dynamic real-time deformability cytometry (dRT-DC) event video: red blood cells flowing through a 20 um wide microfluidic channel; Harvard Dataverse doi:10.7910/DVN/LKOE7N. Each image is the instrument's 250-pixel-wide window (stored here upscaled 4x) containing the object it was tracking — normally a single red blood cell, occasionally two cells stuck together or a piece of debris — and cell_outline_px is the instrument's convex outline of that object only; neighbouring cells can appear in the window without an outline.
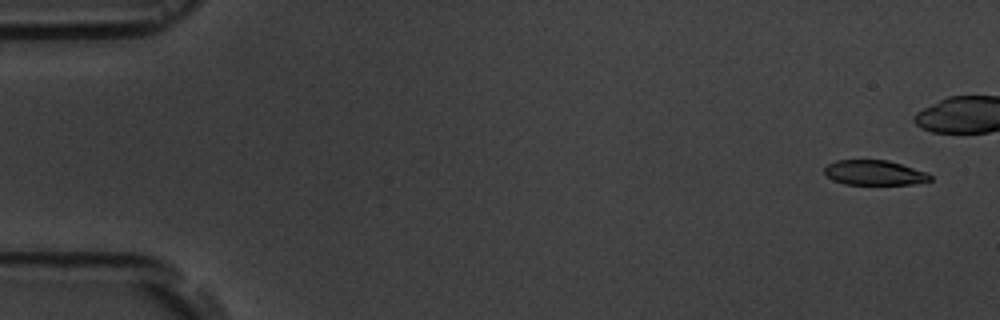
{"species": "common noctule bat (a hibernating species)", "species_latin": "Nyctalus noctula", "temperature_condition": "room temperature", "stored_images_in_passage": 3, "camera_frame_rate_fps": 3000, "um_per_image_px": 0.085, "animal": {"sex": "male", "body_mass_g": 19.5, "forearm_length_mm": 54.6}, "frame": {"image": 1, "passage_image": 1, "time_ms": 0.0, "image_size_px": [1000, 320], "cell_outline_px": [[932, 180], [912, 184], [844, 184], [832, 180], [824, 172], [824, 168], [828, 164], [836, 160], [888, 160], [928, 172], [932, 176]], "centroid_in_image_um": [74.34, 14.68], "position_along_channel_um": 10.7, "area_um2": 15.37}}